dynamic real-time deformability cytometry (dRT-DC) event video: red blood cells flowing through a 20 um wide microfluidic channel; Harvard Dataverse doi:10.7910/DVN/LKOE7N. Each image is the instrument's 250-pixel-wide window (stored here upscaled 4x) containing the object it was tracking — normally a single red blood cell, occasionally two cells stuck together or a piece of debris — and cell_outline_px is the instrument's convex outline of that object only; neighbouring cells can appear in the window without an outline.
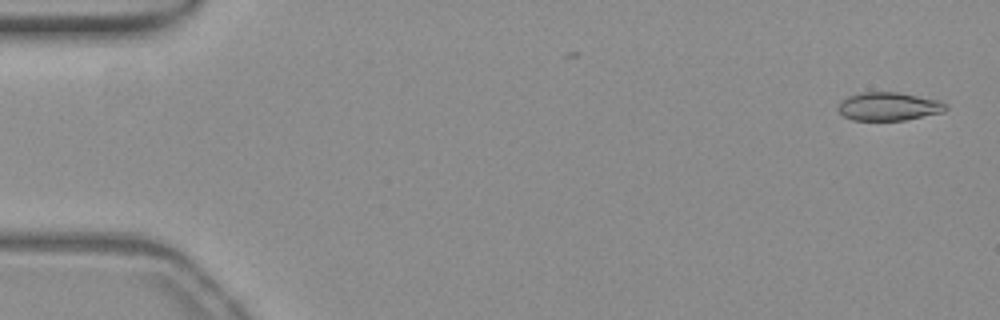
{"species": "common noctule bat (a hibernating species)", "species_latin": "Nyctalus noctula", "temperature_condition": "warm", "stored_images_in_passage": 52, "camera_frame_rate_fps": 3000, "um_per_image_px": 0.085, "animal": {"sex": "female", "body_mass_g": 19.3, "forearm_length_mm": 54.1}, "frame": {"image": 1, "passage_image": 1, "time_ms": 0.0, "image_size_px": [1000, 320], "cell_outline_px": [[948, 108], [944, 112], [904, 120], [852, 120], [844, 116], [836, 108], [840, 100], [848, 96], [860, 92], [896, 92], [940, 100], [948, 104]], "centroid_in_image_um": [75.53, 9.04], "position_along_channel_um": 9.5, "area_um2": 17.92}}
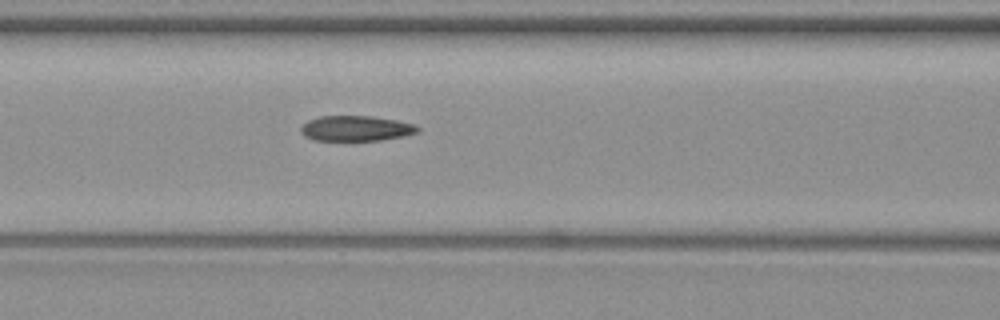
{"frame": {"image": 2, "passage_image": 22, "time_ms": 7.0, "image_size_px": [1000, 320], "cell_outline_px": [[420, 132], [404, 136], [380, 140], [316, 140], [304, 136], [300, 132], [300, 128], [308, 120], [320, 116], [372, 116], [396, 120], [416, 124], [420, 128]], "centroid_in_image_um": [30.29, 10.91], "position_along_channel_um": 136.3, "area_um2": 17.28}}
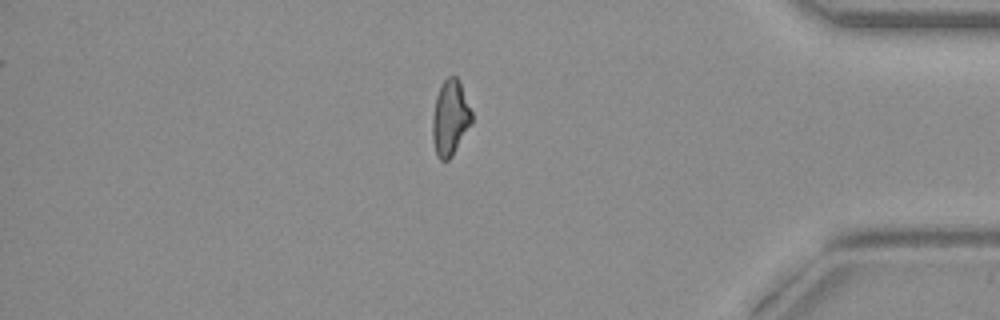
{"frame": {"image": 3, "passage_image": 45, "time_ms": 14.667, "image_size_px": [1000, 320], "cell_outline_px": [[472, 124], [452, 156], [448, 160], [440, 160], [436, 156], [432, 140], [432, 116], [436, 96], [440, 84], [448, 76], [456, 76], [460, 80], [472, 112]], "centroid_in_image_um": [38.26, 10.02], "position_along_channel_um": 396.9, "area_um2": 17.63}, "authors_computed_cell_mechanics": {"area_um2": 17.918, "velocity_mm_per_s": 3.8384, "shape_relaxation_time_tau1_ms": null, "shape_relaxation_time_tau2_ms": 3.2788, "deformation_change_tau1": null, "deformation_change_tau2": 0.0906}}